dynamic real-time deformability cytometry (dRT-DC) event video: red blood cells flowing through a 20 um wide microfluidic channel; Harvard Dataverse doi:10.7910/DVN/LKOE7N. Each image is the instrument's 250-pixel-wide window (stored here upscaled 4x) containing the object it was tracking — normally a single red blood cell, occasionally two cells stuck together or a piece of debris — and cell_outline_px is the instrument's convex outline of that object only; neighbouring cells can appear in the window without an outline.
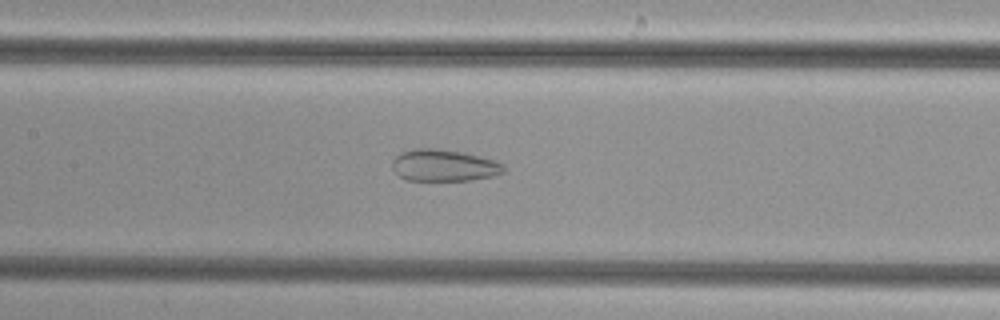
{"species": "common noctule bat (a hibernating species)", "species_latin": "Nyctalus noctula", "temperature_condition": "cold", "stored_images_in_passage": 46, "camera_frame_rate_fps": 3000, "um_per_image_px": 0.085, "animal": {"sex": "female", "body_mass_g": 29.2, "forearm_length_mm": 56.3}, "frame": {"image": 1, "passage_image": 19, "time_ms": 6.0, "image_size_px": [1000, 320], "cell_outline_px": [[504, 172], [496, 176], [468, 180], [408, 180], [400, 176], [392, 168], [392, 160], [400, 152], [412, 148], [436, 148], [460, 152], [480, 156], [496, 160], [504, 164]], "centroid_in_image_um": [37.74, 14.05], "position_along_channel_um": 169.7, "area_um2": 20.75}}
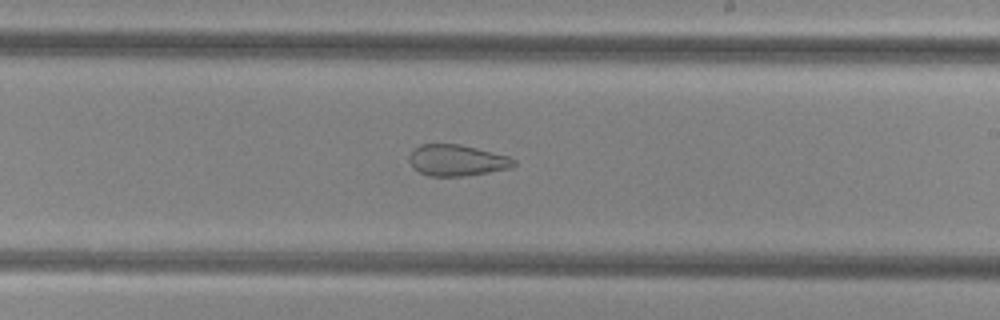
{"frame": {"image": 2, "passage_image": 25, "time_ms": 8.0, "image_size_px": [1000, 320], "cell_outline_px": [[516, 164], [512, 168], [464, 176], [428, 176], [412, 168], [408, 160], [408, 156], [412, 148], [420, 144], [460, 144], [508, 156], [516, 160]], "centroid_in_image_um": [38.79, 13.62], "position_along_channel_um": 250.2, "area_um2": 19.25}}
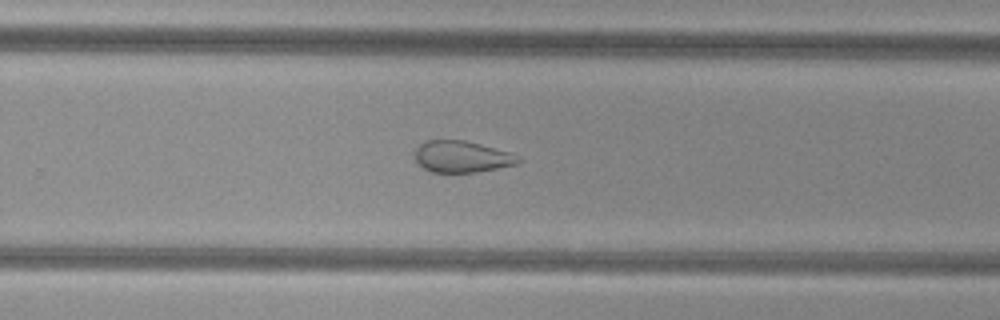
{"frame": {"image": 3, "passage_image": 28, "time_ms": 9.0, "image_size_px": [1000, 320], "cell_outline_px": [[524, 160], [516, 164], [476, 172], [432, 172], [424, 168], [416, 160], [416, 148], [420, 144], [428, 140], [464, 140], [512, 152], [520, 156]], "centroid_in_image_um": [39.31, 13.31], "position_along_channel_um": 290.5, "area_um2": 18.96}}